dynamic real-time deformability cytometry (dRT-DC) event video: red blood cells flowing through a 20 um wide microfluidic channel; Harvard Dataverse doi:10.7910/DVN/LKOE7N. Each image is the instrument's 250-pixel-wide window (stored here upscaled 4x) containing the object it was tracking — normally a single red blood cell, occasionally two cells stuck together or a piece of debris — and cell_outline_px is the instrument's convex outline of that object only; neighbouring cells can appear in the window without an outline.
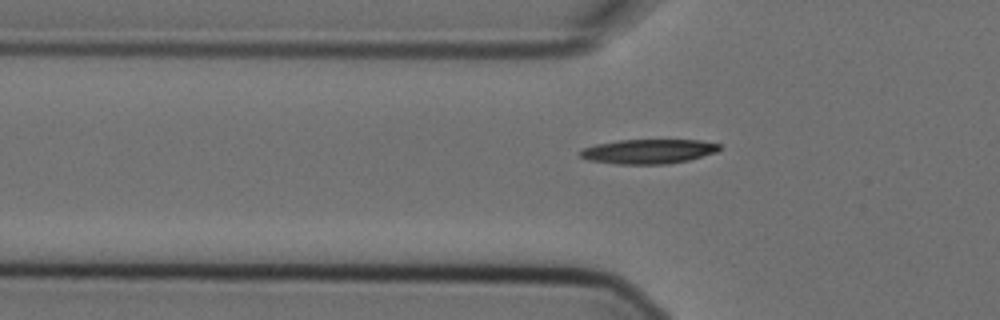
{"species": "Egyptian fruit bat (a non-hibernating species)", "species_latin": "Rousettus aegyptiacus", "temperature_condition": "cold", "stored_images_in_passage": 4, "camera_frame_rate_fps": 3000, "um_per_image_px": 0.085, "animal": {"sex": "female"}, "frame": {"image": 1, "passage_image": 4, "time_ms": 1.0, "image_size_px": [1000, 320], "cell_outline_px": [[720, 148], [716, 152], [688, 160], [664, 164], [616, 164], [588, 160], [580, 156], [580, 152], [584, 148], [596, 144], [620, 140], [700, 140], [720, 144]], "centroid_in_image_um": [55.11, 12.87], "position_along_channel_um": 70.7, "area_um2": 19.71}}